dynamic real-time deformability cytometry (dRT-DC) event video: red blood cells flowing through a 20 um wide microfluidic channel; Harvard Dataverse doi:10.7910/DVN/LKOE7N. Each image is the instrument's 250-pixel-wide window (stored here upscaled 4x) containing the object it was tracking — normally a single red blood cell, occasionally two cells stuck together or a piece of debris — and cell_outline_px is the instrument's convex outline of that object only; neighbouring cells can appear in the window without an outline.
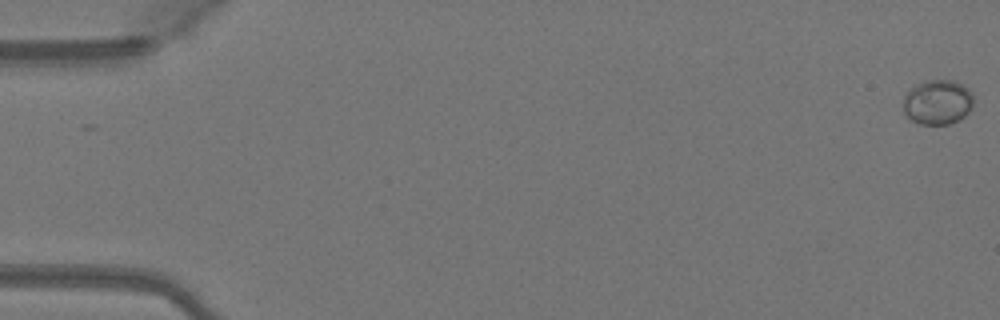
{"species": "Egyptian fruit bat (a non-hibernating species)", "species_latin": "Rousettus aegyptiacus", "temperature_condition": "warm", "stored_images_in_passage": 50, "camera_frame_rate_fps": 3000, "um_per_image_px": 0.085, "animal": {"sex": "female"}, "frame": {"image": 1, "passage_image": 1, "time_ms": 0.0, "image_size_px": [1000, 320], "cell_outline_px": [[972, 108], [960, 120], [948, 124], [920, 124], [912, 120], [904, 112], [904, 96], [912, 88], [924, 80], [956, 80], [968, 88], [972, 92]], "centroid_in_image_um": [79.72, 8.67], "position_along_channel_um": 5.3, "area_um2": 18.32}}
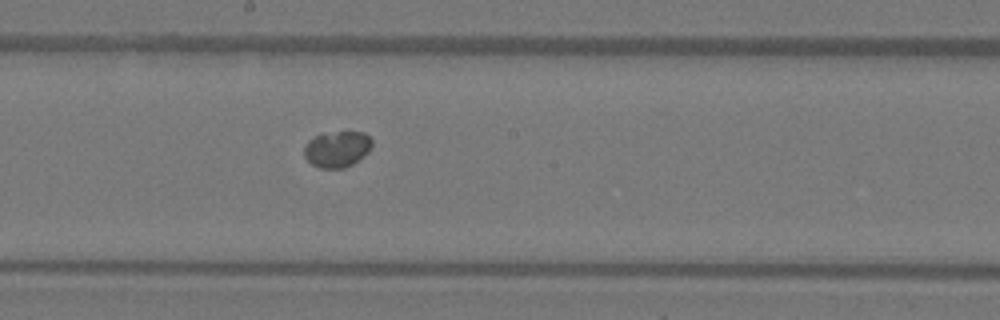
{"frame": {"image": 2, "passage_image": 28, "time_ms": 9.0, "image_size_px": [1000, 320], "cell_outline_px": [[372, 144], [368, 152], [364, 156], [352, 164], [344, 168], [320, 168], [312, 164], [304, 156], [304, 148], [308, 140], [316, 136], [336, 132], [364, 132], [372, 140]], "centroid_in_image_um": [28.66, 12.68], "position_along_channel_um": 219.5, "area_um2": 14.1}}
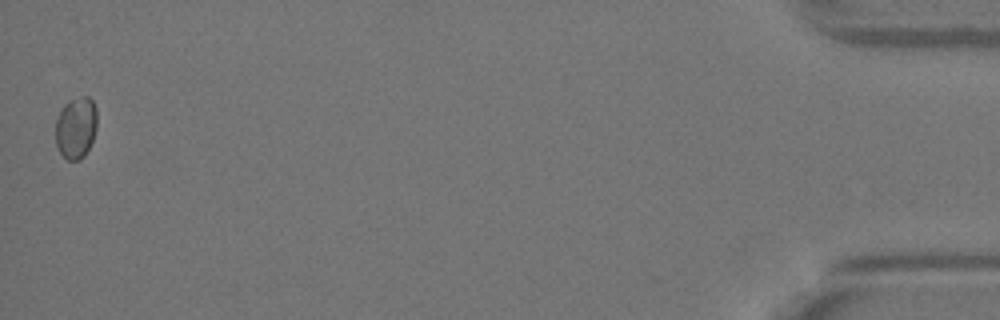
{"frame": {"image": 3, "passage_image": 50, "time_ms": 16.333, "image_size_px": [1000, 320], "cell_outline_px": [[96, 128], [92, 140], [84, 156], [80, 160], [68, 160], [60, 152], [56, 144], [56, 120], [64, 104], [68, 100], [80, 96], [88, 96], [92, 100], [96, 108]], "centroid_in_image_um": [6.46, 10.83], "position_along_channel_um": 428.7, "area_um2": 14.85}}